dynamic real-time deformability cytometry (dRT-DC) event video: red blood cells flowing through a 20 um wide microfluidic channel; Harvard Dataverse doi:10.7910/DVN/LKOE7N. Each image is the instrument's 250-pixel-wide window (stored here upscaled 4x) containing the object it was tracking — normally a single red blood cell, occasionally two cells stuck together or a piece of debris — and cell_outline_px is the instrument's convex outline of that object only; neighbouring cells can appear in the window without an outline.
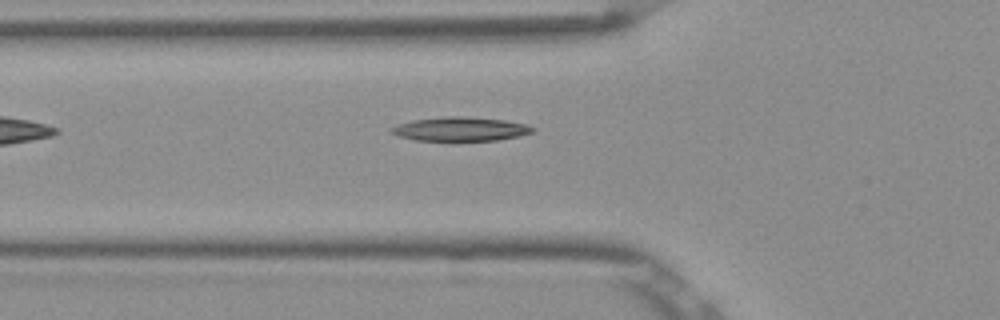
{"species": "Egyptian fruit bat (a non-hibernating species)", "species_latin": "Rousettus aegyptiacus", "temperature_condition": "room temperature", "stored_images_in_passage": 37, "camera_frame_rate_fps": 3000, "um_per_image_px": 0.085, "frame": {"image": 1, "passage_image": 3, "time_ms": 0.667, "image_size_px": [1000, 320], "cell_outline_px": [[536, 128], [532, 132], [520, 136], [496, 140], [416, 140], [400, 136], [392, 132], [388, 128], [412, 120], [448, 116], [464, 116], [504, 120], [528, 124]], "centroid_in_image_um": [39.18, 10.96], "position_along_channel_um": 86.6, "area_um2": 19.54}}
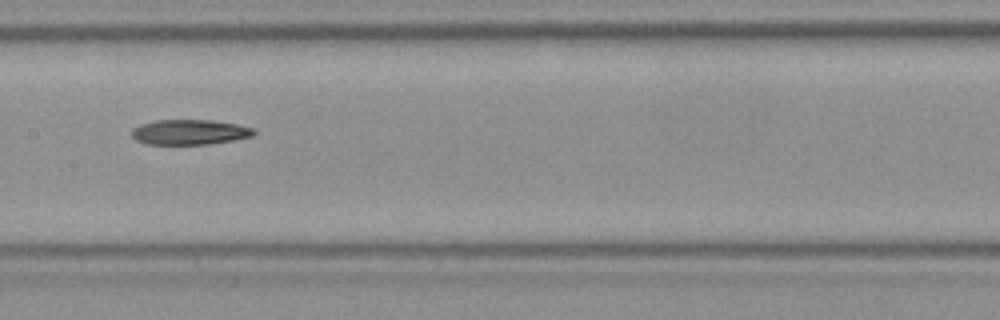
{"frame": {"image": 2, "passage_image": 11, "time_ms": 3.333, "image_size_px": [1000, 320], "cell_outline_px": [[256, 132], [252, 136], [232, 140], [208, 144], [144, 144], [136, 140], [132, 136], [132, 128], [140, 124], [156, 120], [212, 120], [236, 124], [252, 128]], "centroid_in_image_um": [16.08, 11.23], "position_along_channel_um": 191.3, "area_um2": 17.8}}
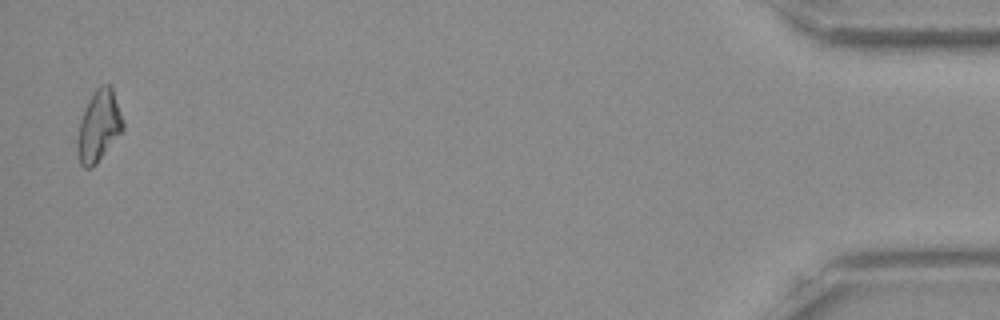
{"frame": {"image": 3, "passage_image": 36, "time_ms": 11.667, "image_size_px": [1000, 320], "cell_outline_px": [[124, 132], [96, 164], [92, 168], [84, 168], [80, 164], [76, 148], [76, 140], [80, 120], [88, 100], [92, 92], [100, 84], [108, 84], [112, 88], [124, 120]], "centroid_in_image_um": [8.4, 10.73], "position_along_channel_um": 426.8, "area_um2": 19.42}, "authors_computed_cell_mechanics": {"area_um2": 18.5538, "velocity_mm_per_s": 3.8828, "shape_relaxation_time_tau1_ms": 7.3432, "shape_relaxation_time_tau2_ms": null, "deformation_change_tau1": 0.1941, "deformation_change_tau2": null}}